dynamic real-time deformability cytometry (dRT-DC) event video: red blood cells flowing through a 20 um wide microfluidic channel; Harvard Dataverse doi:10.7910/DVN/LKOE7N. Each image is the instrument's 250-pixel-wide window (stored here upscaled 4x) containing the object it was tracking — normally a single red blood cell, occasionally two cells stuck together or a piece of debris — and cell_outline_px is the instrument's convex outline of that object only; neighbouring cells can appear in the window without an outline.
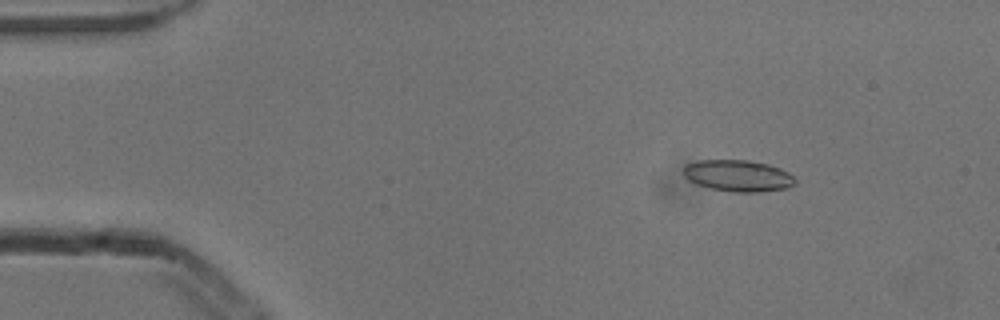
{"species": "common noctule bat (a hibernating species)", "species_latin": "Nyctalus noctula", "temperature_condition": "cold", "stored_images_in_passage": 4, "camera_frame_rate_fps": 3000, "um_per_image_px": 0.085, "animal": {"sex": "male", "body_mass_g": 13.3}, "frame": {"image": 1, "passage_image": 2, "time_ms": 0.333, "image_size_px": [1000, 320], "cell_outline_px": [[796, 184], [788, 188], [760, 192], [732, 192], [712, 188], [696, 184], [688, 180], [684, 176], [684, 164], [700, 160], [748, 160], [768, 164], [780, 168], [788, 172], [796, 180]], "centroid_in_image_um": [62.74, 14.94], "position_along_channel_um": 22.3, "area_um2": 20.63}}